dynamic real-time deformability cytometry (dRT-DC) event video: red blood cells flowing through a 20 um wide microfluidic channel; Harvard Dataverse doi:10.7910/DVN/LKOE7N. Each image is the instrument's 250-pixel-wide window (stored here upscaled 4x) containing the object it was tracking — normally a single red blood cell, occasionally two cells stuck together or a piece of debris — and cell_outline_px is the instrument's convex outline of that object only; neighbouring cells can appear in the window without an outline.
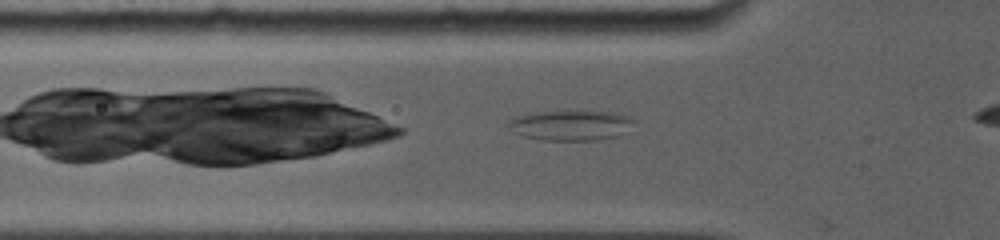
{"species": "common noctule bat (a hibernating species)", "species_latin": "Nyctalus noctula", "temperature_condition": "room temperature", "stored_images_in_passage": 3, "camera_frame_rate_fps": 5000, "um_per_image_px": 0.085, "animal": {"sex": "female", "body_mass_g": 19.0, "forearm_length_mm": 56.7}, "frame": {"image": 1, "passage_image": 2, "time_ms": 0.4, "image_size_px": [1000, 240], "cell_outline_px": [[636, 120], [616, 136], [592, 140], [544, 140], [524, 136], [512, 132], [504, 124], [512, 116], [528, 112], [564, 108], [580, 108], [612, 112], [628, 116]], "centroid_in_image_um": [48.36, 10.56], "position_along_channel_um": 77.4, "area_um2": 23.29}}